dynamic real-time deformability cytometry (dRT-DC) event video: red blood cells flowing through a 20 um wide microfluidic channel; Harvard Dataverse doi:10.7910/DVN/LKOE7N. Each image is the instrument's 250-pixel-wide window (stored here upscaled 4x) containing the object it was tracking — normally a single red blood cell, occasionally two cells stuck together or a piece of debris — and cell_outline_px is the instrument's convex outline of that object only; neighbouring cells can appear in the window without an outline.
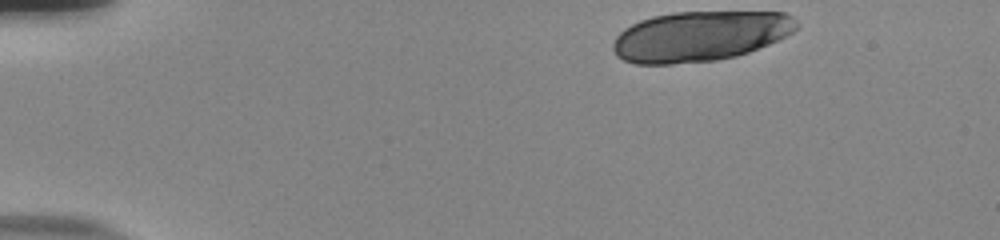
{"species": "human", "species_latin": "Homo sapiens", "temperature_condition": "room temperature", "stored_images_in_passage": 14, "camera_frame_rate_fps": 3000, "um_per_image_px": 0.085, "donor": {"sex": "male"}, "frame": {"image": 1, "passage_image": 1, "time_ms": 0.0, "image_size_px": [1000, 240], "cell_outline_px": [[800, 24], [792, 32], [768, 44], [748, 52], [736, 56], [716, 60], [672, 64], [636, 64], [624, 60], [616, 56], [612, 48], [612, 44], [616, 36], [624, 28], [640, 20], [652, 16], [672, 12], [784, 12], [792, 16]], "centroid_in_image_um": [59.46, 3.07], "position_along_channel_um": 25.5, "area_um2": 53.75}}